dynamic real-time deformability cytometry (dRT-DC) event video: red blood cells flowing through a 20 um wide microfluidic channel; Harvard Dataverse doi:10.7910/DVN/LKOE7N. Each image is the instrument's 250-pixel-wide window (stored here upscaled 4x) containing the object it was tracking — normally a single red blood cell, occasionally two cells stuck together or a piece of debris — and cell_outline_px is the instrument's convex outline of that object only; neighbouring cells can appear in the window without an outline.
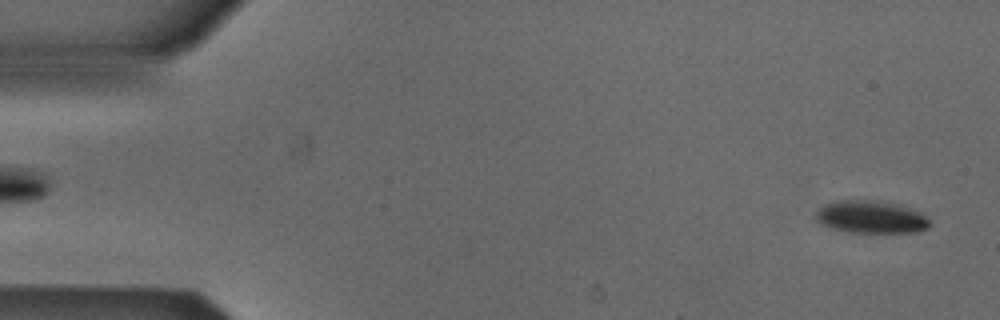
{"species": "Egyptian fruit bat (a non-hibernating species)", "species_latin": "Rousettus aegyptiacus", "temperature_condition": "cold", "stored_images_in_passage": 52, "camera_frame_rate_fps": 3000, "um_per_image_px": 0.085, "animal": {"sex": "male"}, "frame": {"image": 1, "passage_image": 2, "time_ms": 0.333, "image_size_px": [1000, 320], "cell_outline_px": [[928, 228], [916, 232], [852, 232], [832, 228], [820, 224], [816, 220], [816, 212], [824, 204], [836, 200], [872, 200], [900, 204], [920, 212], [928, 220]], "centroid_in_image_um": [74.0, 18.43], "position_along_channel_um": 11.0, "area_um2": 21.5}}
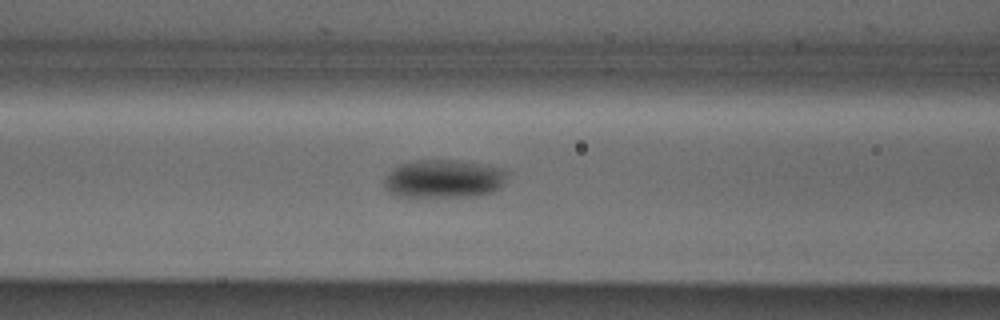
{"frame": {"image": 2, "passage_image": 21, "time_ms": 6.667, "image_size_px": [1000, 320], "cell_outline_px": [[504, 176], [500, 188], [492, 192], [480, 196], [396, 196], [388, 192], [384, 188], [384, 176], [392, 168], [400, 164], [416, 160], [452, 160], [500, 168], [504, 172]], "centroid_in_image_um": [37.61, 15.21], "position_along_channel_um": 129.0, "area_um2": 27.05}}
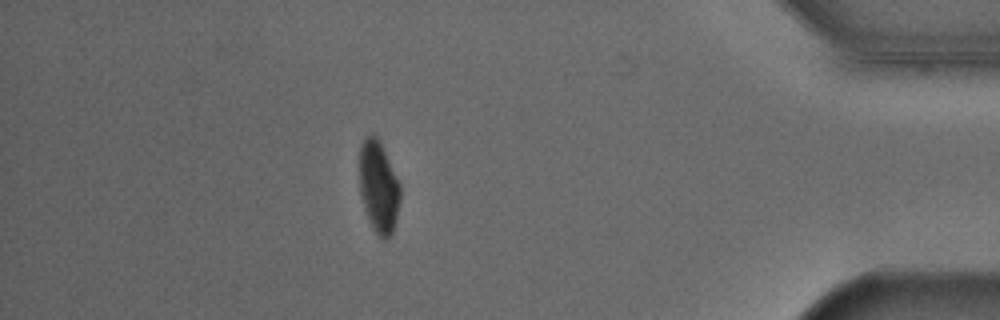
{"frame": {"image": 3, "passage_image": 46, "time_ms": 15.0, "image_size_px": [1000, 320], "cell_outline_px": [[400, 200], [392, 232], [384, 240], [376, 232], [364, 208], [360, 192], [360, 144], [372, 132], [376, 136], [400, 184]], "centroid_in_image_um": [32.17, 15.87], "position_along_channel_um": 403.0, "area_um2": 21.04}, "authors_computed_cell_mechanics": {"area_um2": 24.3049, "velocity_mm_per_s": 3.8539, "shape_relaxation_time_tau1_ms": 4.0511, "shape_relaxation_time_tau2_ms": null, "deformation_change_tau1": 0.0828, "deformation_change_tau2": null}}